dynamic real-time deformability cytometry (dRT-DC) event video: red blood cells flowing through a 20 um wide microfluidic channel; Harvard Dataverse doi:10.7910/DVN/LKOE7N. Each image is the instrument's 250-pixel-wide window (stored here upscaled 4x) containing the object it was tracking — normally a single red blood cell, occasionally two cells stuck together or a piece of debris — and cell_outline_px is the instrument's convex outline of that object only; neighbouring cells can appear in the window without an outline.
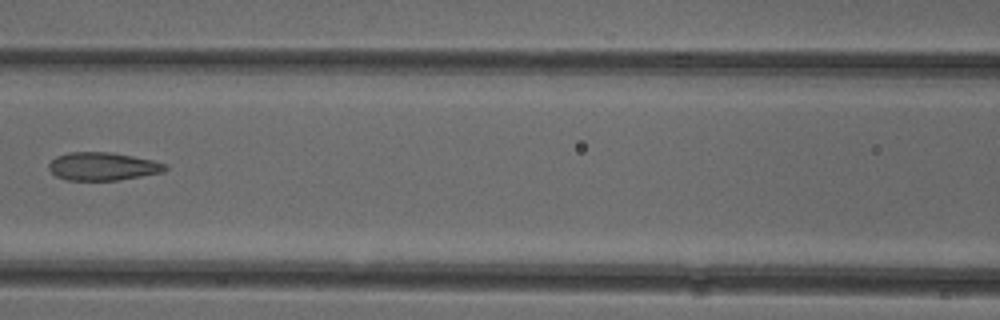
{"species": "common noctule bat (a hibernating species)", "species_latin": "Nyctalus noctula", "temperature_condition": "cold", "stored_images_in_passage": 5, "camera_frame_rate_fps": 3000, "um_per_image_px": 0.085, "animal": {"sex": "female"}, "frame": {"image": 1, "passage_image": 5, "time_ms": 4.667, "image_size_px": [1000, 320], "cell_outline_px": [[168, 168], [164, 172], [116, 180], [68, 180], [56, 176], [48, 168], [48, 164], [56, 156], [68, 152], [108, 152], [132, 156], [152, 160], [164, 164]], "centroid_in_image_um": [8.7, 14.14], "position_along_channel_um": 157.9, "area_um2": 18.84}}